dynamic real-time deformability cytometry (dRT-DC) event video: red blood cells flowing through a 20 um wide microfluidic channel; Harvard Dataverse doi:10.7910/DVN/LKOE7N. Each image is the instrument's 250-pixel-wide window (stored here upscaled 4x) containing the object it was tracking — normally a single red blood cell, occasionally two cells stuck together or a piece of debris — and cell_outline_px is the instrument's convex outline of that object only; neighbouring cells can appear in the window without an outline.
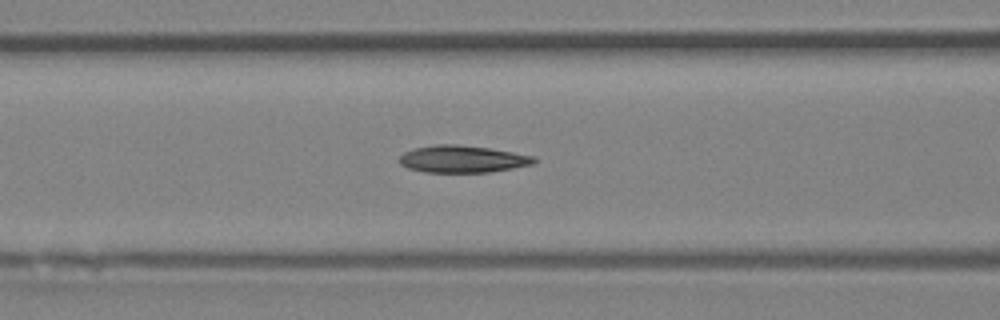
{"species": "Egyptian fruit bat (a non-hibernating species)", "species_latin": "Rousettus aegyptiacus", "temperature_condition": "room temperature", "stored_images_in_passage": 27, "camera_frame_rate_fps": 3000, "um_per_image_px": 0.085, "animal": {"sex": "female"}, "frame": {"image": 1, "passage_image": 8, "time_ms": 2.333, "image_size_px": [1000, 320], "cell_outline_px": [[536, 160], [532, 164], [512, 168], [488, 172], [424, 172], [408, 168], [400, 164], [400, 156], [404, 152], [416, 148], [436, 144], [456, 144], [488, 148], [512, 152], [532, 156]], "centroid_in_image_um": [39.27, 13.52], "position_along_channel_um": 127.3, "area_um2": 20.98}}
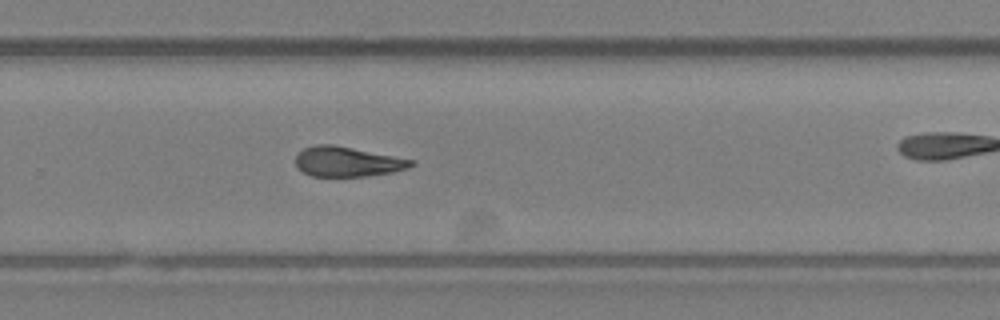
{"frame": {"image": 2, "passage_image": 20, "time_ms": 6.333, "image_size_px": [1000, 320], "cell_outline_px": [[416, 164], [408, 168], [392, 172], [364, 176], [312, 176], [296, 168], [296, 156], [304, 148], [316, 144], [332, 144], [416, 160]], "centroid_in_image_um": [29.54, 13.74], "position_along_channel_um": 300.3, "area_um2": 20.11}}